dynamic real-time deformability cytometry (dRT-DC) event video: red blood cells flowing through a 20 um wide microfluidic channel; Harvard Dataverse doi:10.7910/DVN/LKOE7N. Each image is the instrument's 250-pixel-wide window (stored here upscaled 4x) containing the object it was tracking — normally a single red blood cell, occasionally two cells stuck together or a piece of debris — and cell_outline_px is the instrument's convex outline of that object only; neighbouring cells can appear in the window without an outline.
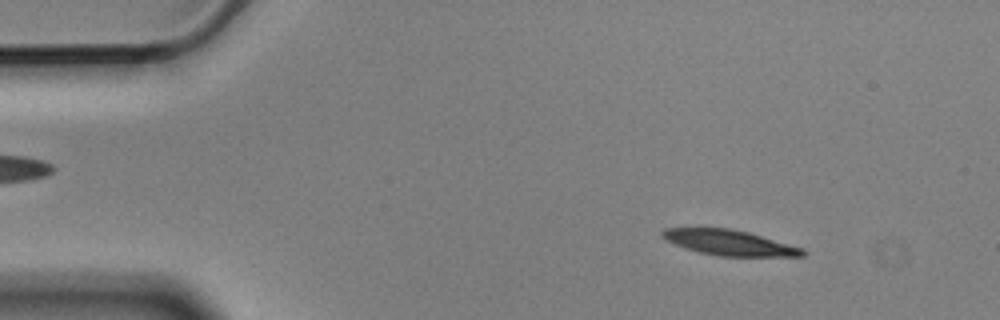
{"species": "Egyptian fruit bat (a non-hibernating species)", "species_latin": "Rousettus aegyptiacus", "temperature_condition": "cold", "stored_images_in_passage": 3, "camera_frame_rate_fps": 3000, "um_per_image_px": 0.085, "animal": {"sex": "male"}, "frame": {"image": 1, "passage_image": 1, "time_ms": 0.0, "image_size_px": [1000, 320], "cell_outline_px": [[808, 252], [804, 256], [720, 256], [700, 252], [676, 244], [660, 236], [660, 232], [664, 228], [728, 228], [748, 232], [804, 248]], "centroid_in_image_um": [62.04, 20.62], "position_along_channel_um": 23.0, "area_um2": 20.52}}